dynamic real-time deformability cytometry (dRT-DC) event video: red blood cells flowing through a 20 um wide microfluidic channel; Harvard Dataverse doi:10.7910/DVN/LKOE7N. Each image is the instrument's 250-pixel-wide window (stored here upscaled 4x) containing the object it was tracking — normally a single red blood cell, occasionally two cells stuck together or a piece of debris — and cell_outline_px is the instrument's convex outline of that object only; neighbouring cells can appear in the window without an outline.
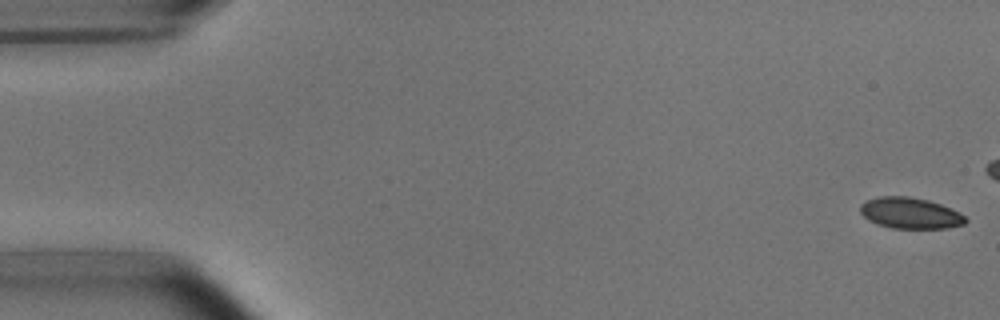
{"species": "common noctule bat (a hibernating species)", "species_latin": "Nyctalus noctula", "temperature_condition": "room temperature", "stored_images_in_passage": 16, "camera_frame_rate_fps": 3000, "um_per_image_px": 0.085, "animal": {"sex": "male", "body_mass_g": 15.6}, "frame": {"image": 1, "passage_image": 1, "time_ms": 0.0, "image_size_px": [1000, 320], "cell_outline_px": [[968, 220], [964, 224], [948, 228], [892, 228], [876, 224], [868, 220], [860, 212], [860, 204], [868, 200], [880, 196], [908, 196], [928, 200], [940, 204], [960, 212]], "centroid_in_image_um": [77.37, 18.12], "position_along_channel_um": 7.6, "area_um2": 19.07}}